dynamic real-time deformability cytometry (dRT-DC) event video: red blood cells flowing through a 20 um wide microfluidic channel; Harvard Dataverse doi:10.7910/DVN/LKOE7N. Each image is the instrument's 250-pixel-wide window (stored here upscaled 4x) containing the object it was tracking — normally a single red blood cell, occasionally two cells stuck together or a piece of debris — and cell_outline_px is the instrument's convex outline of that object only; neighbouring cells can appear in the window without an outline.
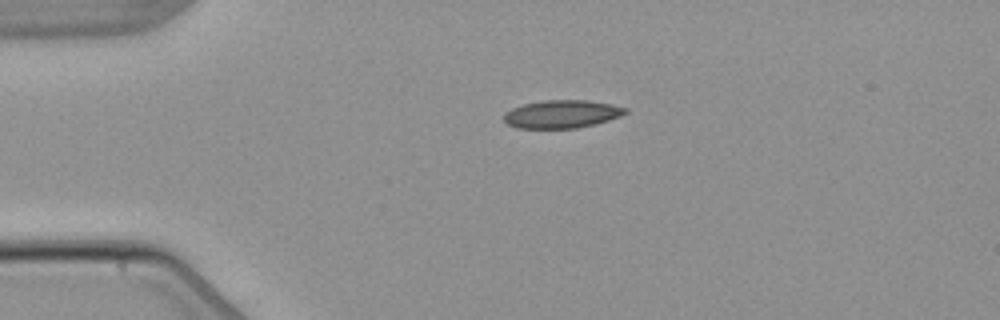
{"species": "common noctule bat (a hibernating species)", "species_latin": "Nyctalus noctula", "temperature_condition": "warm", "stored_images_in_passage": 2, "camera_frame_rate_fps": 3000, "um_per_image_px": 0.085, "animal": {"sex": "male", "body_mass_g": 21.5, "forearm_length_mm": 52.0}, "frame": {"image": 1, "passage_image": 1, "time_ms": 0.0, "image_size_px": [1000, 320], "cell_outline_px": [[628, 112], [620, 116], [596, 124], [576, 128], [516, 128], [508, 124], [504, 120], [504, 112], [512, 108], [524, 104], [544, 100], [588, 100], [612, 104], [628, 108]], "centroid_in_image_um": [47.77, 9.69], "position_along_channel_um": 37.2, "area_um2": 19.88}}